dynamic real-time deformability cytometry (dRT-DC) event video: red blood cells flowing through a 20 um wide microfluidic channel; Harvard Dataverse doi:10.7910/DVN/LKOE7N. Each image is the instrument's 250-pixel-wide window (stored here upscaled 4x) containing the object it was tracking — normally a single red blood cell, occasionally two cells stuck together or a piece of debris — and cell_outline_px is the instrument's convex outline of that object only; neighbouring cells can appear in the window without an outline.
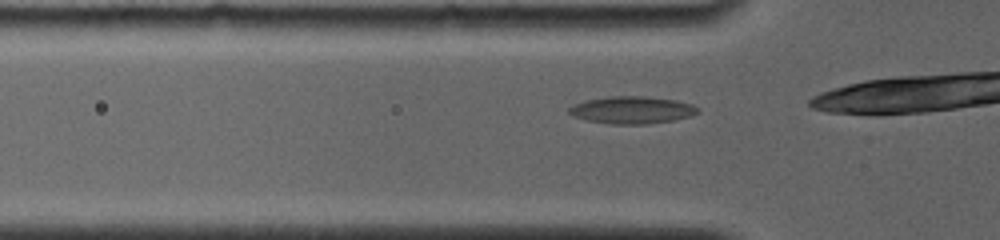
{"species": "common noctule bat (a hibernating species)", "species_latin": "Nyctalus noctula", "temperature_condition": "room temperature", "stored_images_in_passage": 34, "camera_frame_rate_fps": 4000, "um_per_image_px": 0.085, "animal": {"sex": "female", "body_mass_g": 19.0, "forearm_length_mm": 56.7}, "frame": {"image": 1, "passage_image": 3, "time_ms": 0.5, "image_size_px": [1000, 240], "cell_outline_px": [[700, 112], [692, 116], [672, 120], [644, 124], [612, 124], [588, 120], [572, 116], [568, 112], [568, 108], [576, 104], [588, 100], [612, 96], [644, 96], [676, 100], [692, 104]], "centroid_in_image_um": [53.73, 9.35], "position_along_channel_um": 72.1, "area_um2": 20.23}}
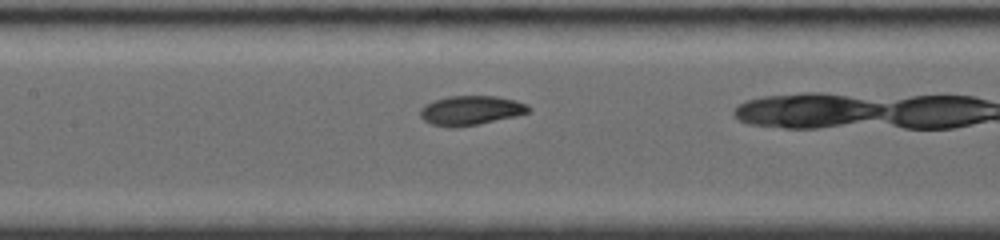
{"frame": {"image": 2, "passage_image": 12, "time_ms": 3.0, "image_size_px": [1000, 240], "cell_outline_px": [[528, 112], [512, 116], [476, 124], [432, 124], [424, 120], [420, 116], [420, 108], [436, 100], [448, 96], [496, 96], [516, 100], [528, 104]], "centroid_in_image_um": [40.04, 9.33], "position_along_channel_um": 167.4, "area_um2": 17.46}}
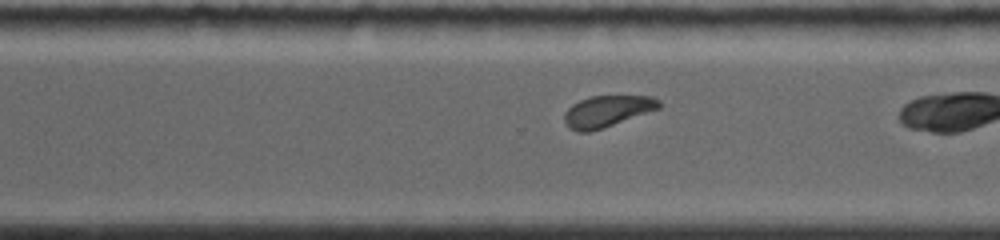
{"frame": {"image": 3, "passage_image": 28, "time_ms": 7.0, "image_size_px": [1000, 240], "cell_outline_px": [[660, 108], [588, 132], [580, 132], [568, 128], [564, 120], [564, 112], [572, 104], [580, 100], [592, 96], [652, 96], [660, 100]], "centroid_in_image_um": [51.57, 9.44], "position_along_channel_um": 319.0, "area_um2": 16.99}}